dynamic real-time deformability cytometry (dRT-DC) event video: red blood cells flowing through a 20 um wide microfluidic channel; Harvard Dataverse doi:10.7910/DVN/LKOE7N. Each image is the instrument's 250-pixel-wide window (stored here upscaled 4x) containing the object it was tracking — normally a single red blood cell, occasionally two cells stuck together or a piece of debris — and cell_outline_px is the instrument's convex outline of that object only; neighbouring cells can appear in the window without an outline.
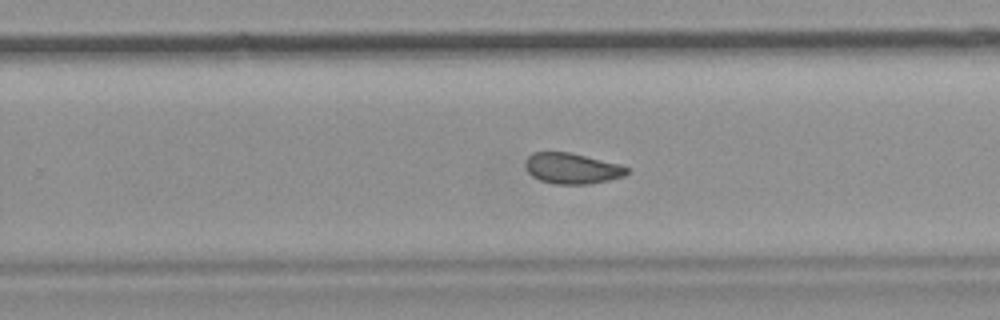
{"species": "common noctule bat (a hibernating species)", "species_latin": "Nyctalus noctula", "temperature_condition": "room temperature", "stored_images_in_passage": 48, "camera_frame_rate_fps": 3000, "um_per_image_px": 0.085, "animal": {"sex": "female", "body_mass_g": 19.9}, "frame": {"image": 1, "passage_image": 28, "time_ms": 9.0, "image_size_px": [1000, 320], "cell_outline_px": [[628, 172], [624, 176], [608, 180], [588, 184], [556, 184], [540, 180], [532, 176], [524, 168], [524, 160], [532, 152], [568, 152], [620, 164], [628, 168]], "centroid_in_image_um": [48.57, 14.31], "position_along_channel_um": 281.2, "area_um2": 18.21}, "authors_computed_cell_mechanics": {"area_um2": 19.1029, "velocity_mm_per_s": 3.775, "shape_relaxation_time_tau1_ms": null, "shape_relaxation_time_tau2_ms": 1.9487, "deformation_change_tau1": null, "deformation_change_tau2": 0.0637}}